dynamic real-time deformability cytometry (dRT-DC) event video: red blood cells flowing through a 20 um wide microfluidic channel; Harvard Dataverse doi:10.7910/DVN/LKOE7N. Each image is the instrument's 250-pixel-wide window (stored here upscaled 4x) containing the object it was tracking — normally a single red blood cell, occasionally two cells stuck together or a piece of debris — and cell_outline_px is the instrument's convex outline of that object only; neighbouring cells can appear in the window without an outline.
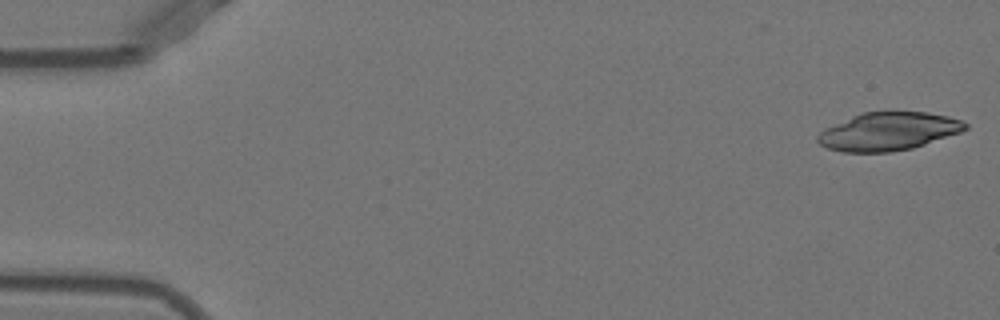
{"species": "Egyptian fruit bat (a non-hibernating species)", "species_latin": "Rousettus aegyptiacus", "temperature_condition": "warm", "stored_images_in_passage": 50, "camera_frame_rate_fps": 3000, "um_per_image_px": 0.085, "animal": {"sex": "female"}, "frame": {"image": 1, "passage_image": 1, "time_ms": 0.0, "image_size_px": [1000, 320], "cell_outline_px": [[968, 128], [960, 132], [912, 148], [888, 152], [840, 152], [828, 148], [820, 144], [816, 140], [816, 136], [824, 128], [852, 116], [864, 112], [928, 112], [948, 116], [960, 120], [968, 124]], "centroid_in_image_um": [75.48, 11.17], "position_along_channel_um": 9.5, "area_um2": 32.6}}